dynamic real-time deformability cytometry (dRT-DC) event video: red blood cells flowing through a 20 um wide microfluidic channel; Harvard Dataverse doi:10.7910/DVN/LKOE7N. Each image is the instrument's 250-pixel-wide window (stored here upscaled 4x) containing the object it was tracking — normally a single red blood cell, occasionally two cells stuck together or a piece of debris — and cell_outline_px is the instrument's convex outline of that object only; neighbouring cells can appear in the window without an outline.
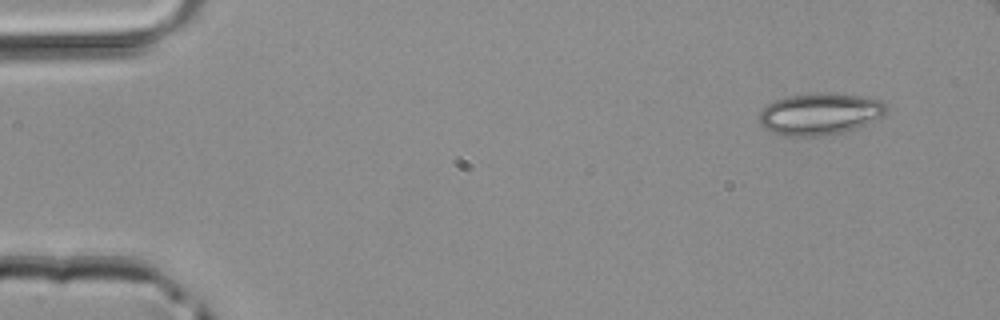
{"species": "common noctule bat (a hibernating species)", "species_latin": "Nyctalus noctula", "temperature_condition": "room temperature", "stored_images_in_passage": 5, "camera_frame_rate_fps": 3000, "um_per_image_px": 0.085, "animal": {"sex": "male", "body_mass_g": 20.4}, "frame": {"image": 1, "passage_image": 1, "time_ms": 0.0, "image_size_px": [1000, 320], "cell_outline_px": [[888, 108], [880, 116], [856, 128], [844, 132], [824, 136], [784, 136], [772, 132], [764, 128], [760, 124], [760, 112], [768, 104], [776, 100], [788, 96], [820, 92], [864, 96], [880, 100], [888, 104]], "centroid_in_image_um": [69.68, 9.68], "position_along_channel_um": 15.3, "area_um2": 30.87}}